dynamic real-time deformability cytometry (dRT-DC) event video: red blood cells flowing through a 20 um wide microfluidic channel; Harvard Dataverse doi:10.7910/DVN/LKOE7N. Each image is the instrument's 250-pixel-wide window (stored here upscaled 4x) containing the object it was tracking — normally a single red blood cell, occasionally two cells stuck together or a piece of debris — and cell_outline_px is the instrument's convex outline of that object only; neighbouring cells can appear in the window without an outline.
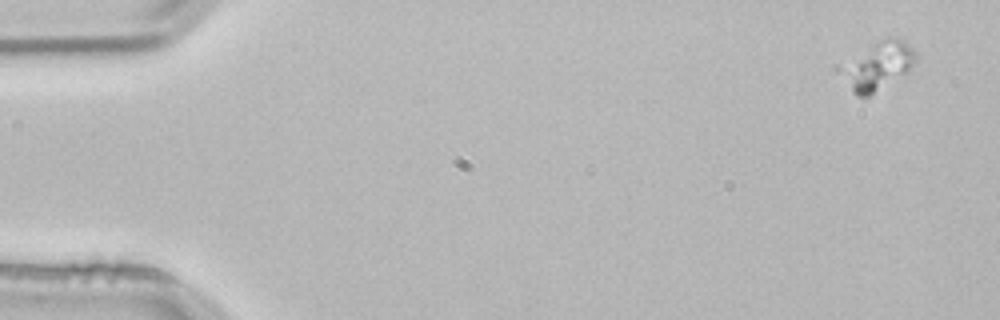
{"species": "common noctule bat (a hibernating species)", "species_latin": "Nyctalus noctula", "temperature_condition": "room temperature", "stored_images_in_passage": 4, "camera_frame_rate_fps": 3000, "um_per_image_px": 0.085, "animal": {"sex": "male", "body_mass_g": 21.5, "forearm_length_mm": 52.0}, "frame": {"image": 1, "passage_image": 1, "time_ms": 0.0, "image_size_px": [1000, 320], "cell_outline_px": [[920, 56], [904, 72], [868, 96], [856, 96], [852, 92], [852, 84], [860, 64], [872, 44], [876, 40], [884, 36], [892, 36], [904, 40], [912, 44]], "centroid_in_image_um": [75.07, 5.48], "position_along_channel_um": 9.9, "area_um2": 17.22}}
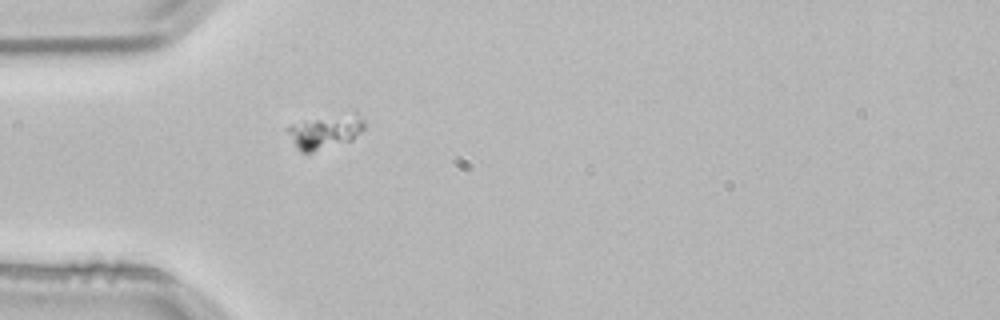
{"frame": {"image": 2, "passage_image": 4, "time_ms": 1.0, "image_size_px": [1000, 320], "cell_outline_px": [[364, 128], [352, 140], [312, 152], [300, 152], [296, 148], [284, 128], [292, 124], [356, 112], [364, 120]], "centroid_in_image_um": [27.63, 11.21], "position_along_channel_um": 57.4, "area_um2": 14.74}}